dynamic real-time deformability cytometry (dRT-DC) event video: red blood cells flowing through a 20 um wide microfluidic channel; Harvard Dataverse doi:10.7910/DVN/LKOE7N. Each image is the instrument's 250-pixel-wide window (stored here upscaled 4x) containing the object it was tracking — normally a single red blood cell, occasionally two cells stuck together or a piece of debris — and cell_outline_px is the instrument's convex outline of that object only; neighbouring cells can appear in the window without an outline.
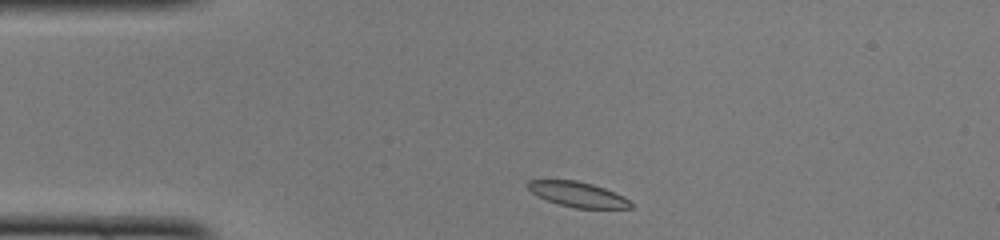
{"species": "common noctule bat (a hibernating species)", "species_latin": "Nyctalus noctula", "temperature_condition": "cold", "stored_images_in_passage": 40, "camera_frame_rate_fps": 3000, "um_per_image_px": 0.085, "animal": {"sex": "female", "body_mass_g": 22.0, "forearm_length_mm": 56.7}, "frame": {"image": 1, "passage_image": 1, "time_ms": 0.0, "image_size_px": [1000, 240], "cell_outline_px": [[632, 208], [576, 208], [560, 204], [536, 196], [528, 188], [528, 180], [576, 180], [592, 184], [604, 188], [624, 196], [632, 204]], "centroid_in_image_um": [49.11, 16.52], "position_along_channel_um": 35.9, "area_um2": 14.85}}
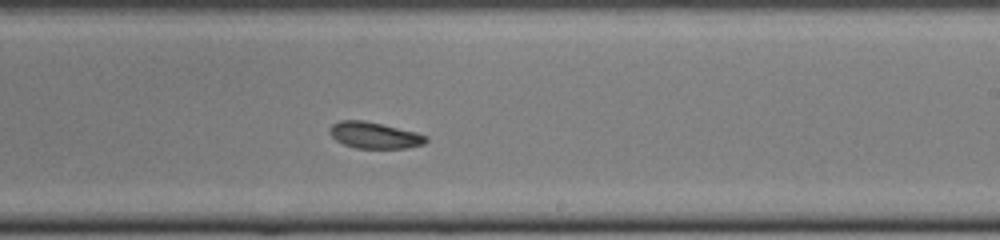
{"frame": {"image": 2, "passage_image": 20, "time_ms": 6.333, "image_size_px": [1000, 240], "cell_outline_px": [[428, 140], [424, 144], [408, 148], [356, 148], [344, 144], [336, 140], [332, 136], [328, 128], [332, 124], [340, 120], [364, 120], [416, 132], [428, 136]], "centroid_in_image_um": [31.84, 11.49], "position_along_channel_um": 257.2, "area_um2": 14.8}}
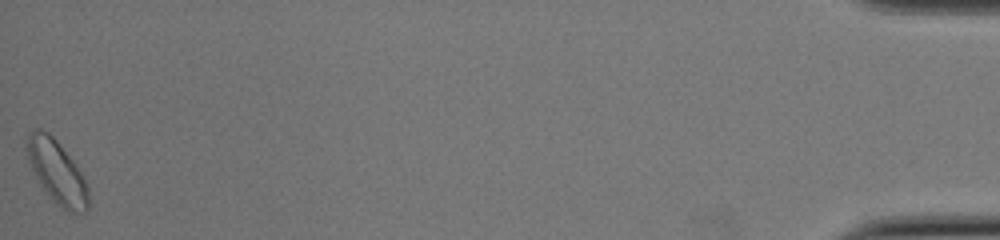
{"frame": {"image": 3, "passage_image": 40, "time_ms": 13.0, "image_size_px": [1000, 240], "cell_outline_px": [[88, 212], [68, 212], [56, 204], [52, 200], [40, 184], [28, 160], [24, 148], [24, 136], [36, 128], [40, 128], [48, 132], [56, 140], [72, 160], [84, 176], [88, 184]], "centroid_in_image_um": [4.81, 14.59], "position_along_channel_um": 430.4, "area_um2": 22.89}, "authors_computed_cell_mechanics": {"area_um2": 15.6349, "velocity_mm_per_s": 4.0378, "shape_relaxation_time_tau1_ms": 8.191, "shape_relaxation_time_tau2_ms": 4.1461, "deformation_change_tau1": 0.1305, "deformation_change_tau2": 0.0747}}